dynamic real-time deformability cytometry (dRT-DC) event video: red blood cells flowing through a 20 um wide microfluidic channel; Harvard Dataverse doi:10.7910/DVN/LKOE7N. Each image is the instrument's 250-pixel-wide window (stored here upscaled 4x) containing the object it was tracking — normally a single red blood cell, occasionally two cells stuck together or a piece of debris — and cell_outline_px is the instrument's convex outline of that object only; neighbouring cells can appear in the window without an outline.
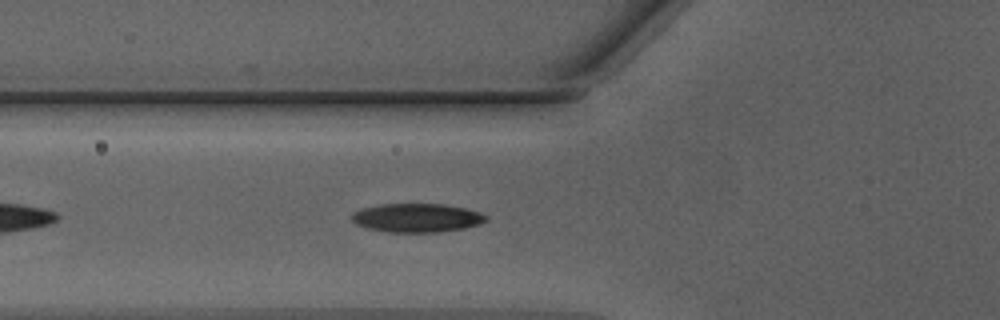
{"species": "Egyptian fruit bat (a non-hibernating species)", "species_latin": "Rousettus aegyptiacus", "temperature_condition": "warm", "stored_images_in_passage": 29, "camera_frame_rate_fps": 3000, "um_per_image_px": 0.085, "animal": {"sex": "male"}, "frame": {"image": 1, "passage_image": 6, "time_ms": 1.667, "image_size_px": [1000, 320], "cell_outline_px": [[488, 220], [480, 224], [464, 228], [440, 232], [388, 232], [364, 228], [356, 224], [348, 216], [352, 212], [360, 208], [376, 204], [444, 204], [468, 208], [480, 212], [488, 216]], "centroid_in_image_um": [35.4, 18.51], "position_along_channel_um": 90.4, "area_um2": 23.0}}
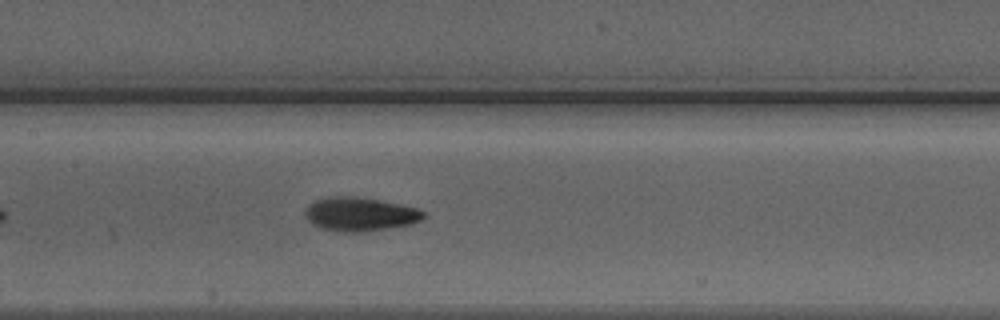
{"frame": {"image": 2, "passage_image": 12, "time_ms": 3.667, "image_size_px": [1000, 320], "cell_outline_px": [[428, 216], [412, 224], [392, 228], [360, 232], [340, 232], [320, 228], [312, 224], [308, 220], [304, 212], [308, 204], [316, 200], [328, 196], [356, 196], [380, 200], [400, 204], [416, 208], [424, 212]], "centroid_in_image_um": [30.6, 18.2], "position_along_channel_um": 176.8, "area_um2": 23.58}}
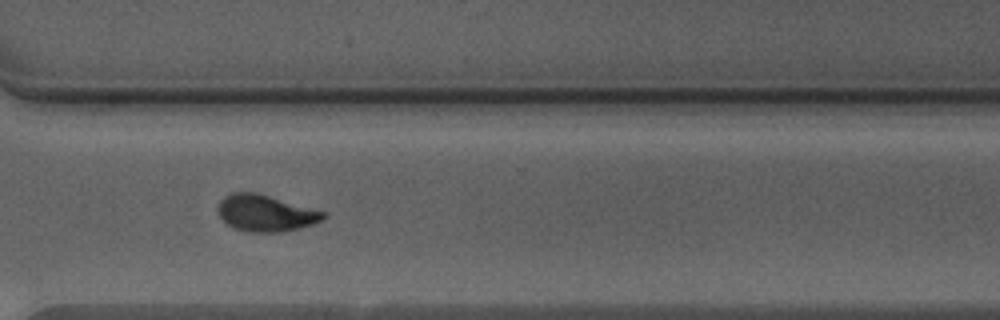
{"frame": {"image": 3, "passage_image": 24, "time_ms": 7.667, "image_size_px": [1000, 320], "cell_outline_px": [[324, 216], [320, 220], [312, 224], [280, 232], [248, 232], [236, 228], [228, 224], [220, 216], [220, 200], [224, 196], [232, 192], [256, 192], [324, 212]], "centroid_in_image_um": [22.53, 18.11], "position_along_channel_um": 348.1, "area_um2": 21.73}, "authors_computed_cell_mechanics": {"area_um2": 22.4264, "velocity_mm_per_s": 4.2878, "shape_relaxation_time_tau1_ms": 2.8365, "shape_relaxation_time_tau2_ms": 2.0333, "deformation_change_tau1": 0.1464, "deformation_change_tau2": 0.0748}}